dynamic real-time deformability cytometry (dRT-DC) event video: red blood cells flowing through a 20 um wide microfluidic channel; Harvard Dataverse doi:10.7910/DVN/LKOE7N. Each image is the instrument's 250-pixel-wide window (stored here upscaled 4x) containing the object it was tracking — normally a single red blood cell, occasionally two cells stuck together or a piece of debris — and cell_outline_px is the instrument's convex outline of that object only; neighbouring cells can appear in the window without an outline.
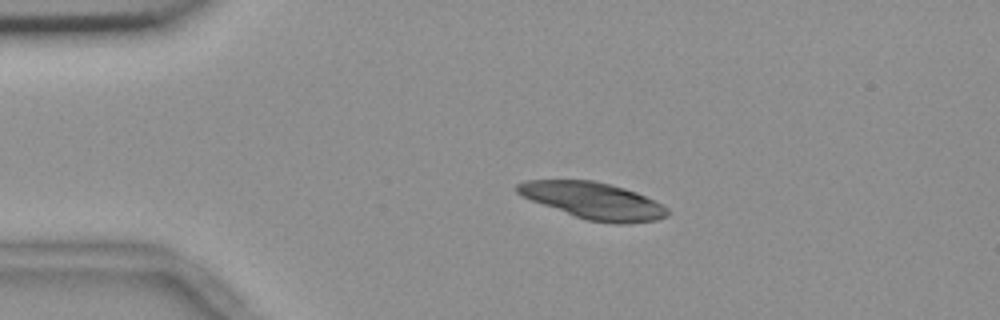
{"species": "common noctule bat (a hibernating species)", "species_latin": "Nyctalus noctula", "temperature_condition": "room temperature", "stored_images_in_passage": 45, "camera_frame_rate_fps": 3000, "um_per_image_px": 0.085, "animal": {"sex": "female", "body_mass_g": 18.4}, "frame": {"image": 1, "passage_image": 1, "time_ms": 0.0, "image_size_px": [1000, 320], "cell_outline_px": [[668, 216], [656, 220], [624, 224], [616, 224], [588, 220], [576, 216], [520, 196], [516, 192], [516, 184], [528, 180], [592, 180], [624, 188], [636, 192], [668, 208]], "centroid_in_image_um": [50.42, 17.06], "position_along_channel_um": 34.6, "area_um2": 31.67}}